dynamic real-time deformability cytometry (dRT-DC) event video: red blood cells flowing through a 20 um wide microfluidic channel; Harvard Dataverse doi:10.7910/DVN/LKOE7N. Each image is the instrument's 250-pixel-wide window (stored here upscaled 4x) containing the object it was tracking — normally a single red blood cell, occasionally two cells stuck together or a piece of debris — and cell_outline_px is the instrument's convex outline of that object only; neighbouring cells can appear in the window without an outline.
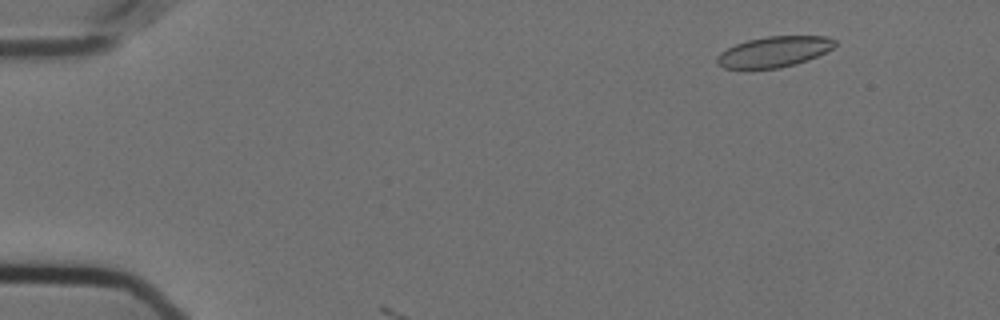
{"species": "Egyptian fruit bat (a non-hibernating species)", "species_latin": "Rousettus aegyptiacus", "temperature_condition": "cold", "stored_images_in_passage": 9, "camera_frame_rate_fps": 3000, "um_per_image_px": 0.085, "animal": {"sex": "female"}, "frame": {"image": 1, "passage_image": 6, "time_ms": 1.667, "image_size_px": [1000, 320], "cell_outline_px": [[836, 44], [832, 48], [808, 60], [796, 64], [780, 68], [752, 72], [724, 68], [716, 64], [716, 56], [720, 52], [736, 44], [748, 40], [768, 36], [828, 36], [836, 40]], "centroid_in_image_um": [65.72, 4.45], "position_along_channel_um": 19.3, "area_um2": 21.79}}